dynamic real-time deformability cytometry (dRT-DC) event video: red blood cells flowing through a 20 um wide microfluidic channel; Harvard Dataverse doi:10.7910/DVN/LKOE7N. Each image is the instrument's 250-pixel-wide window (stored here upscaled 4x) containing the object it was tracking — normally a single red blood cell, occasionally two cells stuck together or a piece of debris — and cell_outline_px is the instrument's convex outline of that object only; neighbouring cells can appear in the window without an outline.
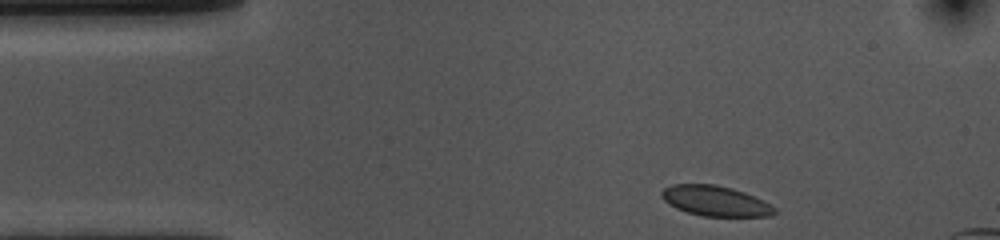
{"species": "common noctule bat (a hibernating species)", "species_latin": "Nyctalus noctula", "temperature_condition": "cold", "stored_images_in_passage": 38, "camera_frame_rate_fps": 3000, "um_per_image_px": 0.085, "animal": {"sex": "female", "body_mass_g": 10.0, "forearm_length_mm": 53.1}, "frame": {"image": 1, "passage_image": 1, "time_ms": 0.0, "image_size_px": [1000, 240], "cell_outline_px": [[776, 212], [768, 216], [704, 216], [688, 212], [676, 208], [668, 204], [660, 196], [660, 192], [664, 188], [672, 184], [716, 184], [732, 188], [744, 192], [776, 208]], "centroid_in_image_um": [60.74, 17.07], "position_along_channel_um": 24.3, "area_um2": 19.71}}
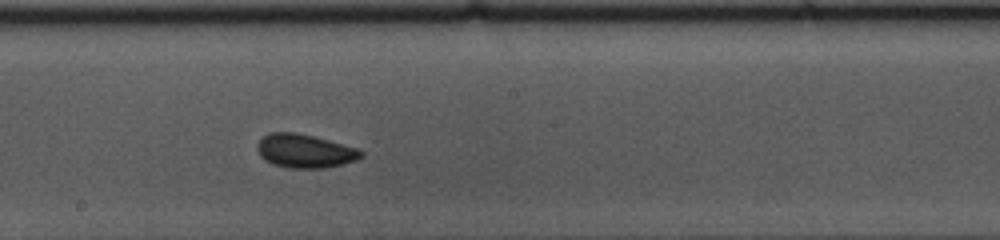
{"frame": {"image": 2, "passage_image": 22, "time_ms": 7.0, "image_size_px": [1000, 240], "cell_outline_px": [[364, 156], [356, 160], [344, 164], [324, 168], [288, 168], [272, 164], [264, 160], [260, 156], [256, 148], [256, 144], [268, 132], [296, 132], [328, 140], [356, 148], [364, 152]], "centroid_in_image_um": [25.88, 12.84], "position_along_channel_um": 222.3, "area_um2": 20.46}}
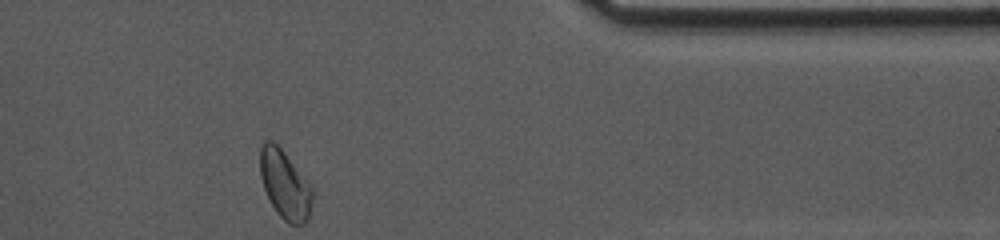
{"frame": {"image": 3, "passage_image": 38, "time_ms": 12.333, "image_size_px": [1000, 240], "cell_outline_px": [[312, 200], [308, 220], [304, 224], [288, 224], [276, 212], [264, 188], [260, 176], [260, 148], [264, 140], [272, 140], [284, 152], [312, 188]], "centroid_in_image_um": [24.2, 15.7], "position_along_channel_um": 387.2, "area_um2": 20.58}, "authors_computed_cell_mechanics": {"area_um2": 19.7098, "velocity_mm_per_s": 3.5699, "shape_relaxation_time_tau1_ms": 2.1782, "shape_relaxation_time_tau2_ms": 1.9573, "deformation_change_tau1": 0.0554, "deformation_change_tau2": 0.0579}}